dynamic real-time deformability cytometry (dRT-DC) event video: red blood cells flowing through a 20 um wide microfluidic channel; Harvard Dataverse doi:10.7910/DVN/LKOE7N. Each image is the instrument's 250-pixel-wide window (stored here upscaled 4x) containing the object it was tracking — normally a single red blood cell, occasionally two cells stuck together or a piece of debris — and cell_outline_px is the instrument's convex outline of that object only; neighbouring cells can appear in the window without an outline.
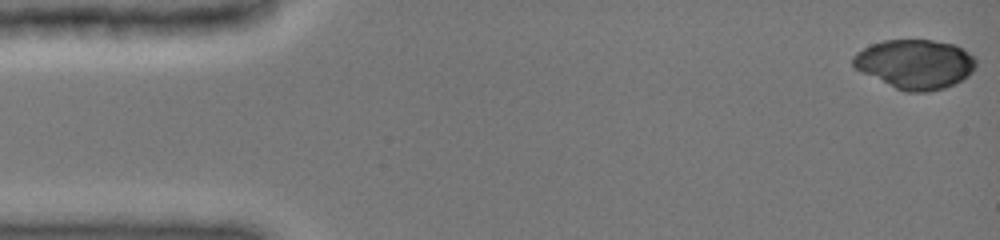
{"species": "common noctule bat (a hibernating species)", "species_latin": "Nyctalus noctula", "temperature_condition": "cold", "stored_images_in_passage": 21, "camera_frame_rate_fps": 3000, "um_per_image_px": 0.085, "animal": {"sex": "female", "body_mass_g": 19.0, "forearm_length_mm": 51.5}, "frame": {"image": 1, "passage_image": 1, "time_ms": 0.0, "image_size_px": [1000, 240], "cell_outline_px": [[976, 68], [968, 76], [944, 88], [928, 92], [908, 92], [896, 88], [856, 68], [852, 64], [852, 56], [856, 52], [872, 44], [884, 40], [932, 40], [956, 44], [968, 52], [976, 60]], "centroid_in_image_um": [77.81, 5.43], "position_along_channel_um": 7.2, "area_um2": 35.03}}